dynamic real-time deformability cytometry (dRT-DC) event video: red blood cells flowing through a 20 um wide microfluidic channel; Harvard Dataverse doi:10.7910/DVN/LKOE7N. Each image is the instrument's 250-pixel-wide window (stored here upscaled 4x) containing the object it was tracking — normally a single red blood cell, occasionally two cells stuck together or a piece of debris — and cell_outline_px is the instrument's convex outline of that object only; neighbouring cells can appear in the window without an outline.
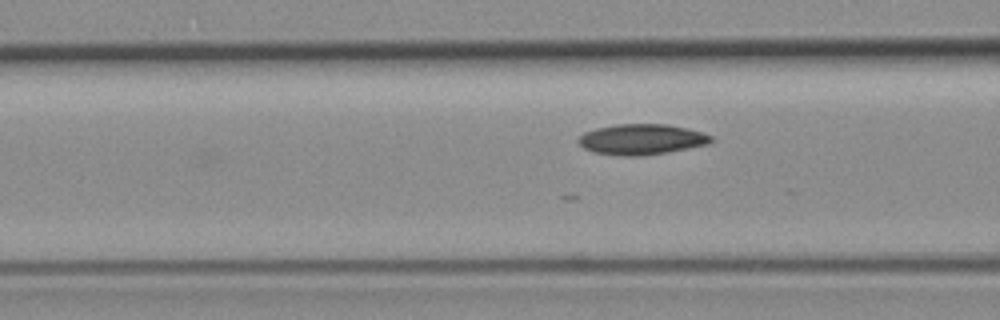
{"species": "common noctule bat (a hibernating species)", "species_latin": "Nyctalus noctula", "temperature_condition": "room temperature", "stored_images_in_passage": 12, "camera_frame_rate_fps": 3000, "um_per_image_px": 0.085, "animal": {"sex": "female", "body_mass_g": 19.3, "forearm_length_mm": 54.1}, "frame": {"image": 1, "passage_image": 9, "time_ms": 2.667, "image_size_px": [1000, 320], "cell_outline_px": [[716, 140], [708, 144], [668, 152], [640, 156], [624, 156], [592, 152], [584, 148], [576, 140], [584, 132], [596, 128], [616, 124], [668, 124], [688, 128], [712, 136]], "centroid_in_image_um": [54.54, 11.84], "position_along_channel_um": 112.1, "area_um2": 23.76}}